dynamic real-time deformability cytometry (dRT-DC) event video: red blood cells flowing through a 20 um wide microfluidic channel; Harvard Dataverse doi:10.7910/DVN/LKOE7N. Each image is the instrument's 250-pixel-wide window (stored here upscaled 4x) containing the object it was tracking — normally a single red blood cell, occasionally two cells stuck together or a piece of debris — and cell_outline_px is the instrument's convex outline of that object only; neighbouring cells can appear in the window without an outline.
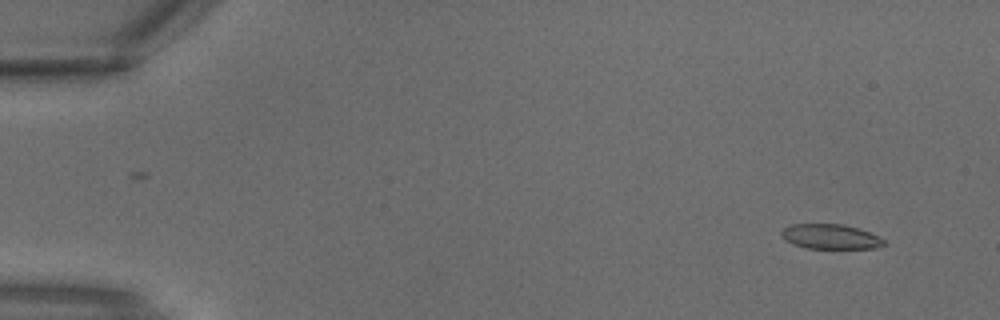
{"species": "common noctule bat (a hibernating species)", "species_latin": "Nyctalus noctula", "temperature_condition": "warm", "stored_images_in_passage": 2, "camera_frame_rate_fps": 3000, "um_per_image_px": 0.085, "animal": {"sex": "male", "body_mass_g": 18.8}, "frame": {"image": 1, "passage_image": 2, "time_ms": 0.333, "image_size_px": [1000, 320], "cell_outline_px": [[888, 244], [880, 248], [804, 248], [792, 244], [784, 240], [780, 236], [780, 232], [784, 228], [792, 224], [844, 224], [860, 228], [880, 236]], "centroid_in_image_um": [70.62, 20.11], "position_along_channel_um": 14.4, "area_um2": 15.2}}